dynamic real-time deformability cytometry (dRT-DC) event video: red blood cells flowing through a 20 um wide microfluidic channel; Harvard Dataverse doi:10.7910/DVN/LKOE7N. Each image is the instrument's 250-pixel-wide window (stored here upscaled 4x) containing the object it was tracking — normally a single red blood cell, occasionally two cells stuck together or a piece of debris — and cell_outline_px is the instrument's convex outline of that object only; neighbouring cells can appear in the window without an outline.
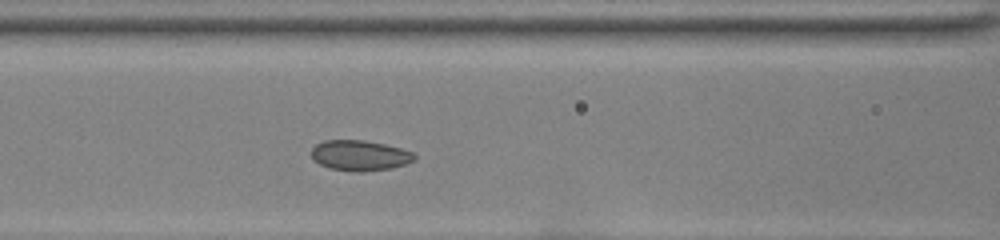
{"species": "common noctule bat (a hibernating species)", "species_latin": "Nyctalus noctula", "temperature_condition": "room temperature", "stored_images_in_passage": 36, "camera_frame_rate_fps": 3000, "um_per_image_px": 0.085, "animal": {"sex": "female", "body_mass_g": 22.0, "forearm_length_mm": 56.7}, "frame": {"image": 1, "passage_image": 10, "time_ms": 3.0, "image_size_px": [1000, 240], "cell_outline_px": [[416, 156], [412, 160], [404, 164], [392, 168], [360, 172], [356, 172], [332, 168], [320, 164], [312, 160], [312, 148], [316, 144], [324, 140], [364, 140], [384, 144], [400, 148], [412, 152]], "centroid_in_image_um": [30.55, 13.21], "position_along_channel_um": 136.0, "area_um2": 18.09}}
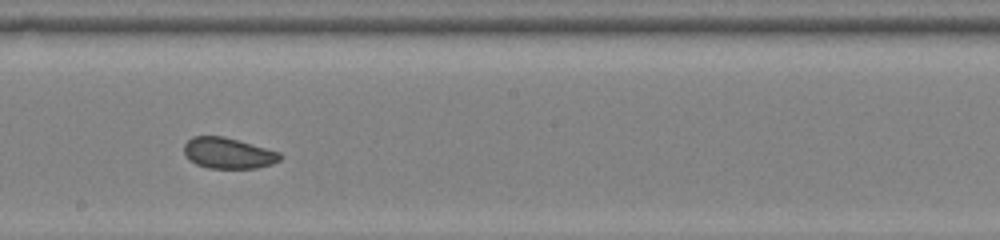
{"frame": {"image": 2, "passage_image": 17, "time_ms": 5.333, "image_size_px": [1000, 240], "cell_outline_px": [[284, 156], [280, 160], [272, 164], [256, 168], [208, 168], [196, 164], [188, 160], [184, 152], [184, 144], [192, 136], [224, 136], [280, 152]], "centroid_in_image_um": [19.39, 13.02], "position_along_channel_um": 228.8, "area_um2": 17.4}}
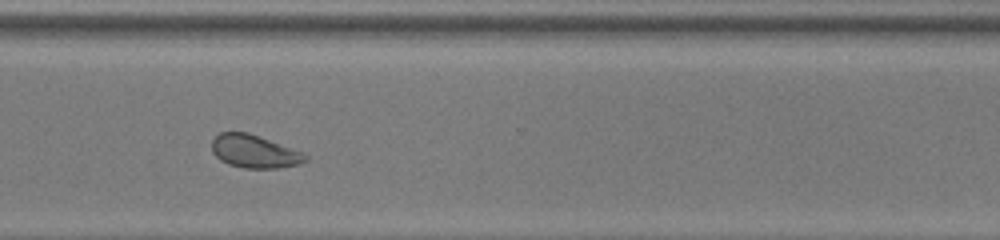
{"frame": {"image": 3, "passage_image": 26, "time_ms": 8.333, "image_size_px": [1000, 240], "cell_outline_px": [[308, 160], [300, 164], [276, 168], [244, 168], [228, 164], [220, 160], [212, 152], [212, 140], [220, 132], [248, 132], [300, 152], [308, 156]], "centroid_in_image_um": [21.58, 12.88], "position_along_channel_um": 349.0, "area_um2": 17.74}}